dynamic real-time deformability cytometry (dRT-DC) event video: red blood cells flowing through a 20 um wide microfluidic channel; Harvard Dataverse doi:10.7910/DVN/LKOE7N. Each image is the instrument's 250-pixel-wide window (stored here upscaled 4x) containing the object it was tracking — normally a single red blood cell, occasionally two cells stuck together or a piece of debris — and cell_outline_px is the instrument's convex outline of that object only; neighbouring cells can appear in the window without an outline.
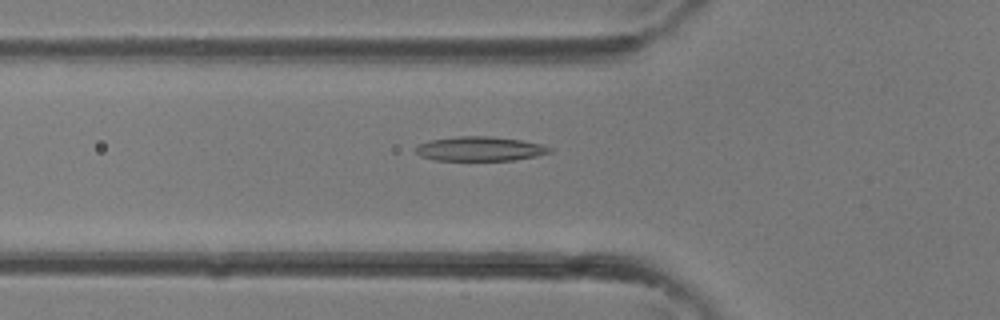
{"species": "common noctule bat (a hibernating species)", "species_latin": "Nyctalus noctula", "temperature_condition": "room temperature", "stored_images_in_passage": 26, "camera_frame_rate_fps": 3000, "um_per_image_px": 0.085, "animal": {"sex": "female"}, "frame": {"image": 1, "passage_image": 6, "time_ms": 1.667, "image_size_px": [1000, 320], "cell_outline_px": [[552, 152], [536, 156], [512, 160], [436, 160], [420, 156], [412, 148], [428, 140], [456, 136], [492, 136], [520, 140], [540, 144], [552, 148]], "centroid_in_image_um": [40.75, 12.64], "position_along_channel_um": 85.0, "area_um2": 19.07}}
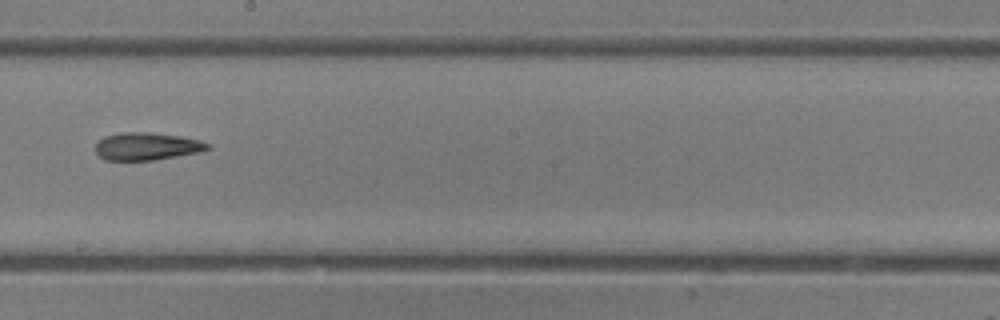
{"frame": {"image": 2, "passage_image": 14, "time_ms": 4.333, "image_size_px": [1000, 320], "cell_outline_px": [[212, 148], [200, 152], [152, 160], [104, 160], [96, 152], [96, 140], [104, 136], [120, 132], [148, 132], [180, 136], [200, 140], [212, 144]], "centroid_in_image_um": [12.48, 12.43], "position_along_channel_um": 235.7, "area_um2": 18.21}}
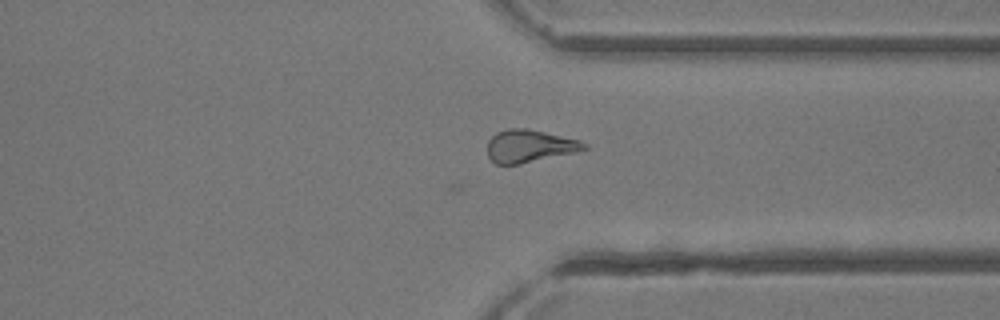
{"frame": {"image": 3, "passage_image": 21, "time_ms": 6.667, "image_size_px": [1000, 320], "cell_outline_px": [[588, 148], [576, 152], [520, 164], [496, 164], [488, 156], [488, 140], [496, 132], [508, 128], [528, 128], [580, 140], [588, 144]], "centroid_in_image_um": [45.02, 12.4], "position_along_channel_um": 366.4, "area_um2": 18.44}}